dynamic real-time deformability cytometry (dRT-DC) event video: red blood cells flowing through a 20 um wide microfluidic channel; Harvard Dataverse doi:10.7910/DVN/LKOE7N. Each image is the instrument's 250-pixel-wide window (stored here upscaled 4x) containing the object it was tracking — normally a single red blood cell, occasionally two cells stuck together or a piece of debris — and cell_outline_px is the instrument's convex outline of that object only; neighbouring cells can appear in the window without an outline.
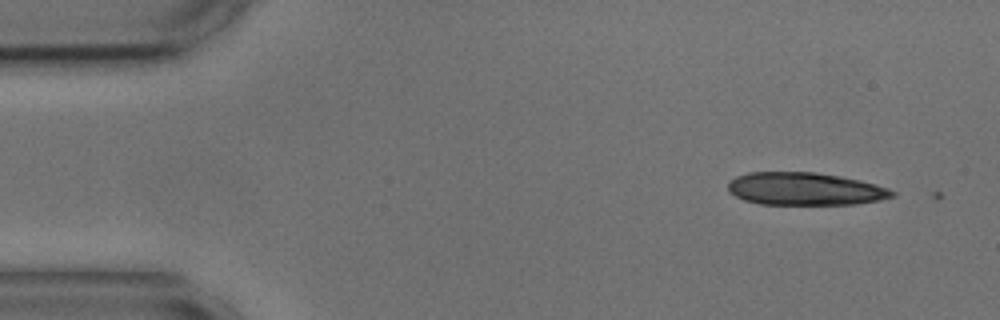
{"species": "common noctule bat (a hibernating species)", "species_latin": "Nyctalus noctula", "temperature_condition": "cold", "stored_images_in_passage": 3, "camera_frame_rate_fps": 3000, "um_per_image_px": 0.085, "animal": {"sex": "male", "body_mass_g": 17.9, "forearm_length_mm": 54.2}, "frame": {"image": 1, "passage_image": 1, "time_ms": 0.0, "image_size_px": [1000, 320], "cell_outline_px": [[896, 196], [880, 200], [856, 204], [760, 204], [744, 200], [728, 192], [728, 180], [736, 176], [748, 172], [816, 172], [840, 176], [860, 180], [876, 184], [888, 188], [896, 192]], "centroid_in_image_um": [68.42, 16.05], "position_along_channel_um": 16.6, "area_um2": 31.5}}